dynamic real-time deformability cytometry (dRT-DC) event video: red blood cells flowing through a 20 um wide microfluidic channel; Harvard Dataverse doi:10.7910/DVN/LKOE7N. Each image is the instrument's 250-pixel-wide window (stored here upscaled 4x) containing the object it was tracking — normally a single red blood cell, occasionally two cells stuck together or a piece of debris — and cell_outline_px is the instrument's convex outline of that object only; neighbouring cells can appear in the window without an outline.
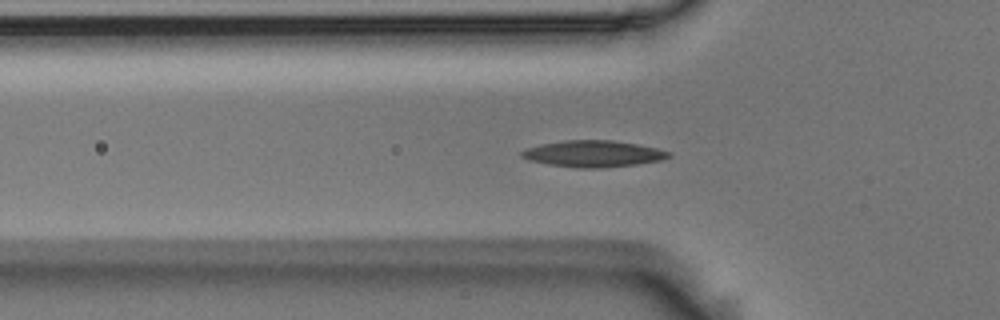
{"species": "Egyptian fruit bat (a non-hibernating species)", "species_latin": "Rousettus aegyptiacus", "temperature_condition": "room temperature", "stored_images_in_passage": 37, "camera_frame_rate_fps": 3000, "um_per_image_px": 0.085, "animal": {"sex": "male"}, "frame": {"image": 1, "passage_image": 4, "time_ms": 1.0, "image_size_px": [1000, 320], "cell_outline_px": [[672, 156], [660, 160], [636, 164], [600, 168], [576, 168], [548, 164], [528, 160], [520, 156], [520, 152], [528, 148], [544, 144], [564, 140], [612, 140], [636, 144], [656, 148], [672, 152]], "centroid_in_image_um": [50.43, 13.07], "position_along_channel_um": 75.4, "area_um2": 22.54}}
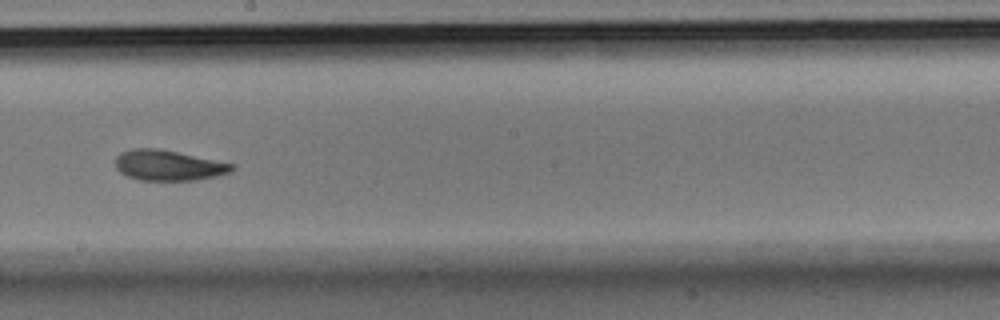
{"frame": {"image": 2, "passage_image": 17, "time_ms": 5.333, "image_size_px": [1000, 320], "cell_outline_px": [[236, 168], [232, 172], [216, 176], [196, 180], [140, 180], [128, 176], [120, 172], [116, 168], [116, 156], [120, 152], [132, 148], [160, 148], [236, 164]], "centroid_in_image_um": [14.35, 14.04], "position_along_channel_um": 233.9, "area_um2": 20.92}}
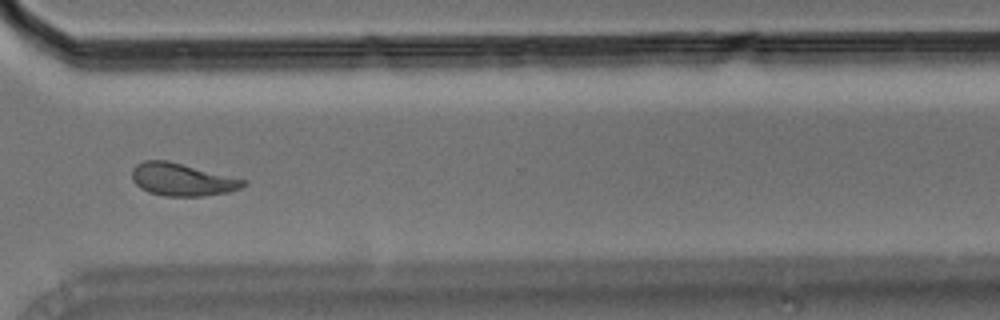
{"frame": {"image": 3, "passage_image": 27, "time_ms": 8.667, "image_size_px": [1000, 320], "cell_outline_px": [[248, 184], [240, 188], [228, 192], [204, 196], [164, 196], [148, 192], [140, 188], [132, 180], [132, 168], [136, 164], [144, 160], [168, 160], [248, 180]], "centroid_in_image_um": [15.48, 15.26], "position_along_channel_um": 355.1, "area_um2": 21.39}, "authors_computed_cell_mechanics": {"area_um2": 21.1548, "velocity_mm_per_s": 3.6415, "shape_relaxation_time_tau1_ms": 5.0904, "shape_relaxation_time_tau2_ms": 2.9287, "deformation_change_tau1": 0.1509, "deformation_change_tau2": 0.0879}}